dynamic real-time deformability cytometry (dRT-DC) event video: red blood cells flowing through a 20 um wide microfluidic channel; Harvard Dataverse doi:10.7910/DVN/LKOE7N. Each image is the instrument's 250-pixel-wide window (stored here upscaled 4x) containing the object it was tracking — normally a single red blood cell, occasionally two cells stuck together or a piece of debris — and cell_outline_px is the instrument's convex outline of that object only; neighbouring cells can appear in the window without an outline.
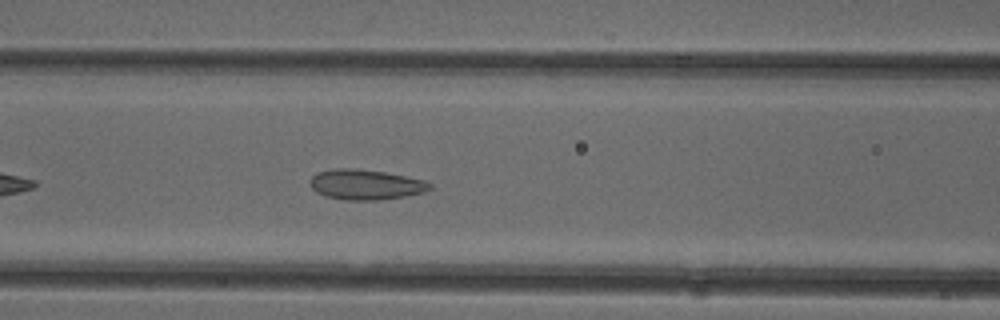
{"species": "common noctule bat (a hibernating species)", "species_latin": "Nyctalus noctula", "temperature_condition": "cold", "stored_images_in_passage": 39, "camera_frame_rate_fps": 3000, "um_per_image_px": 0.085, "animal": {"sex": "female"}, "frame": {"image": 1, "passage_image": 9, "time_ms": 2.667, "image_size_px": [1000, 320], "cell_outline_px": [[432, 188], [424, 192], [404, 196], [380, 200], [344, 200], [324, 196], [316, 192], [308, 184], [308, 180], [316, 172], [336, 168], [356, 168], [384, 172], [424, 180], [432, 184]], "centroid_in_image_um": [31.02, 15.69], "position_along_channel_um": 135.6, "area_um2": 21.27}}
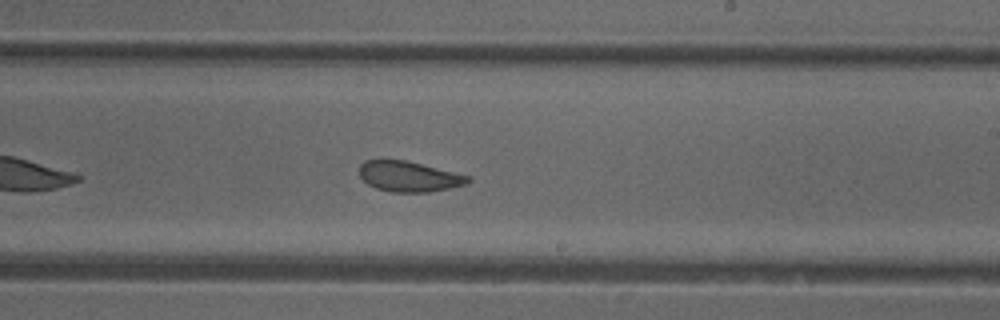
{"frame": {"image": 2, "passage_image": 18, "time_ms": 5.667, "image_size_px": [1000, 320], "cell_outline_px": [[472, 180], [464, 184], [448, 188], [428, 192], [392, 192], [376, 188], [368, 184], [360, 176], [360, 164], [364, 160], [404, 160], [472, 176]], "centroid_in_image_um": [34.76, 15.0], "position_along_channel_um": 254.2, "area_um2": 19.07}}
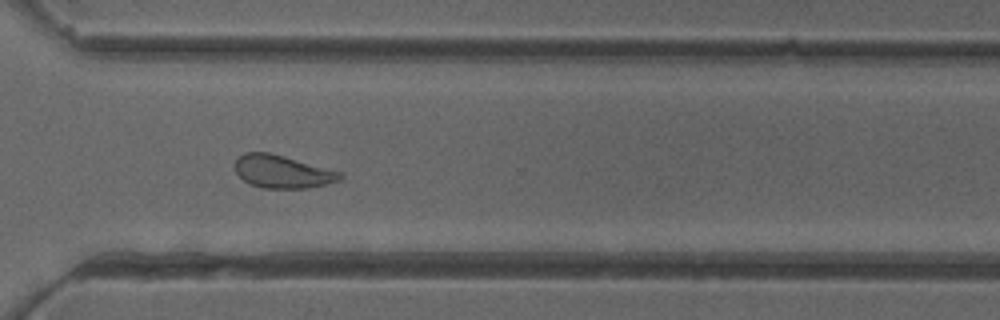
{"frame": {"image": 3, "passage_image": 25, "time_ms": 8.0, "image_size_px": [1000, 320], "cell_outline_px": [[344, 176], [340, 180], [328, 184], [308, 188], [264, 188], [248, 184], [236, 172], [236, 160], [244, 152], [268, 152], [284, 156], [340, 172]], "centroid_in_image_um": [24.0, 14.6], "position_along_channel_um": 346.6, "area_um2": 19.94}, "authors_computed_cell_mechanics": {"area_um2": 20.9236, "velocity_mm_per_s": 3.9621, "shape_relaxation_time_tau1_ms": null, "shape_relaxation_time_tau2_ms": 1.6467, "deformation_change_tau1": null, "deformation_change_tau2": 0.0801}}